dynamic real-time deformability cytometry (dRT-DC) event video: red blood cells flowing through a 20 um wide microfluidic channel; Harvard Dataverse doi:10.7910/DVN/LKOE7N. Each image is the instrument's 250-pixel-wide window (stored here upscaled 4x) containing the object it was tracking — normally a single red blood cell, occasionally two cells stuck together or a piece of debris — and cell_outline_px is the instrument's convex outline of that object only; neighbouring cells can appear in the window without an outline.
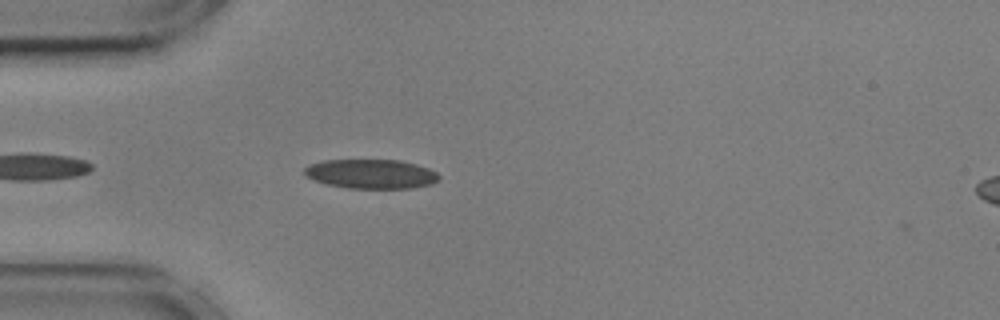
{"species": "common noctule bat (a hibernating species)", "species_latin": "Nyctalus noctula", "temperature_condition": "cold", "stored_images_in_passage": 2, "camera_frame_rate_fps": 3000, "um_per_image_px": 0.085, "animal": {"sex": "male", "body_mass_g": 17.9, "forearm_length_mm": 54.2}, "frame": {"image": 1, "passage_image": 1, "time_ms": 0.0, "image_size_px": [1000, 320], "cell_outline_px": [[440, 180], [432, 184], [412, 188], [348, 188], [328, 184], [316, 180], [308, 176], [304, 172], [304, 168], [312, 164], [324, 160], [400, 160], [416, 164], [428, 168], [436, 172], [440, 176]], "centroid_in_image_um": [31.61, 14.78], "position_along_channel_um": 53.4, "area_um2": 22.83}}